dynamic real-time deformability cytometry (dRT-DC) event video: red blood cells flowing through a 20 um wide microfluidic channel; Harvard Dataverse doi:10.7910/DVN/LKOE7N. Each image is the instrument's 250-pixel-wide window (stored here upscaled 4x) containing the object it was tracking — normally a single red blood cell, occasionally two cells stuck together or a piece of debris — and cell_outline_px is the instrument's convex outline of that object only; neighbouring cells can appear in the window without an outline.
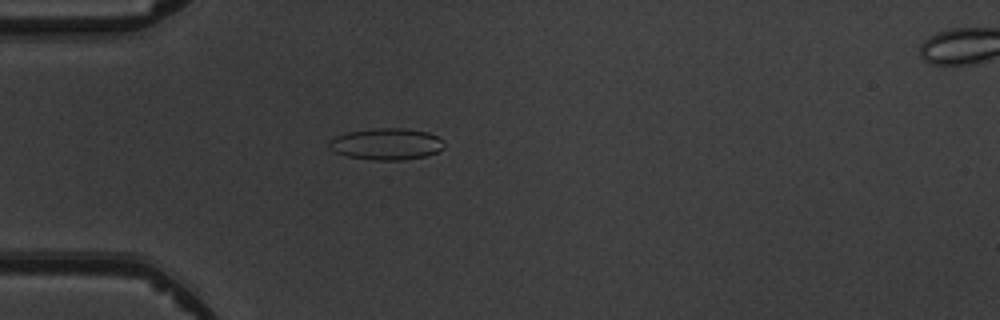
{"species": "common noctule bat (a hibernating species)", "species_latin": "Nyctalus noctula", "temperature_condition": "warm", "stored_images_in_passage": 2, "camera_frame_rate_fps": 3000, "um_per_image_px": 0.085, "animal": {"sex": "male", "body_mass_g": 19.5, "forearm_length_mm": 54.6}, "frame": {"image": 1, "passage_image": 1, "time_ms": 0.0, "image_size_px": [1000, 320], "cell_outline_px": [[444, 148], [436, 152], [424, 156], [400, 160], [372, 160], [348, 156], [336, 152], [328, 144], [336, 136], [348, 132], [376, 128], [400, 128], [428, 132], [444, 140]], "centroid_in_image_um": [32.88, 12.24], "position_along_channel_um": 52.1, "area_um2": 20.87}}